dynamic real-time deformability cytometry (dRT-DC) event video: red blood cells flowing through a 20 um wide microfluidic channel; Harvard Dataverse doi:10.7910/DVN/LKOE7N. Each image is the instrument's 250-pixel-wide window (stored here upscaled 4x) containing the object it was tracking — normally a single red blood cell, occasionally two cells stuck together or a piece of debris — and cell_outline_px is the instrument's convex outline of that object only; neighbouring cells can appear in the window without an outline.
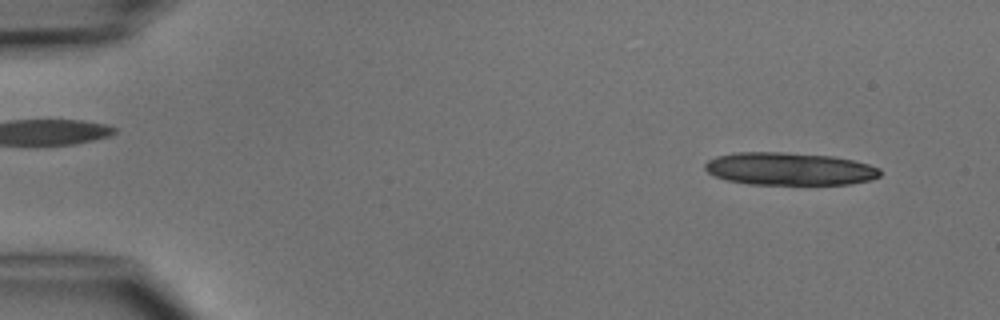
{"species": "common noctule bat (a hibernating species)", "species_latin": "Nyctalus noctula", "temperature_condition": "cold", "stored_images_in_passage": 4, "camera_frame_rate_fps": 3000, "um_per_image_px": 0.085, "animal": {"sex": "male", "body_mass_g": 15.6}, "frame": {"image": 1, "passage_image": 1, "time_ms": 0.0, "image_size_px": [1000, 320], "cell_outline_px": [[880, 176], [872, 180], [848, 184], [748, 184], [728, 180], [716, 176], [708, 172], [704, 168], [704, 164], [708, 160], [716, 156], [736, 152], [784, 152], [832, 156], [852, 160], [868, 164], [880, 168]], "centroid_in_image_um": [67.1, 14.35], "position_along_channel_um": 17.9, "area_um2": 33.35}}